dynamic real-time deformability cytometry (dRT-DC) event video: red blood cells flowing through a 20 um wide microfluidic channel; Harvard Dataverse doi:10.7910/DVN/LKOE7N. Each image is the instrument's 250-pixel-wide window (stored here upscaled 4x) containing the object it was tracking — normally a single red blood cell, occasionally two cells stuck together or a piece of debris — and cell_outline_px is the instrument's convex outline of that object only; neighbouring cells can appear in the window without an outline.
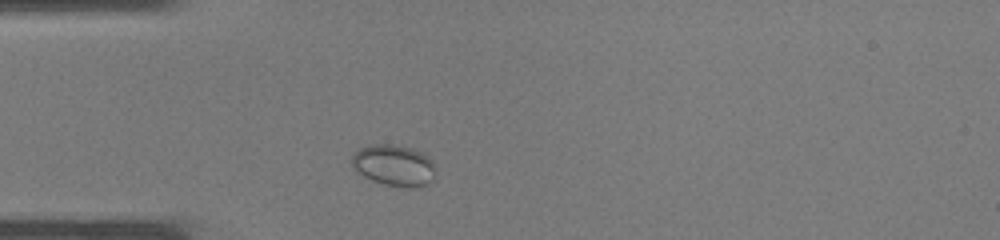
{"species": "common noctule bat (a hibernating species)", "species_latin": "Nyctalus noctula", "temperature_condition": "warm", "stored_images_in_passage": 29, "camera_frame_rate_fps": 3000, "um_per_image_px": 0.085, "animal": {"sex": "male", "body_mass_g": 19.0, "forearm_length_mm": 50.8}, "frame": {"image": 1, "passage_image": 2, "time_ms": 0.333, "image_size_px": [1000, 240], "cell_outline_px": [[436, 168], [432, 180], [428, 184], [412, 188], [408, 188], [384, 184], [372, 180], [364, 176], [352, 164], [352, 156], [360, 148], [380, 144], [388, 144], [408, 148], [420, 152], [432, 160]], "centroid_in_image_um": [33.53, 14.08], "position_along_channel_um": 51.5, "area_um2": 19.71}}
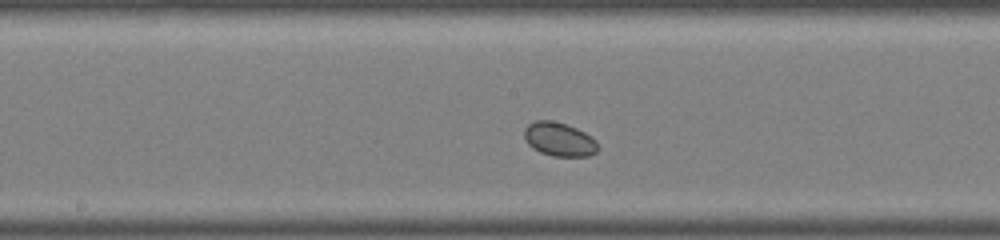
{"frame": {"image": 2, "passage_image": 11, "time_ms": 3.333, "image_size_px": [1000, 240], "cell_outline_px": [[596, 152], [588, 156], [552, 156], [540, 152], [532, 148], [528, 144], [524, 136], [524, 128], [528, 124], [536, 120], [552, 120], [576, 128], [584, 132], [596, 140]], "centroid_in_image_um": [47.49, 11.84], "position_along_channel_um": 200.7, "area_um2": 14.39}}
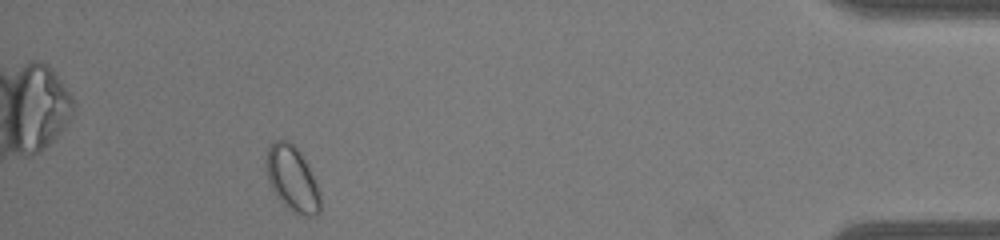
{"frame": {"image": 3, "passage_image": 26, "time_ms": 8.333, "image_size_px": [1000, 240], "cell_outline_px": [[320, 212], [312, 216], [292, 212], [276, 196], [268, 180], [268, 148], [276, 140], [288, 140], [300, 152], [316, 184], [320, 196]], "centroid_in_image_um": [24.85, 15.22], "position_along_channel_um": 410.3, "area_um2": 19.71}}